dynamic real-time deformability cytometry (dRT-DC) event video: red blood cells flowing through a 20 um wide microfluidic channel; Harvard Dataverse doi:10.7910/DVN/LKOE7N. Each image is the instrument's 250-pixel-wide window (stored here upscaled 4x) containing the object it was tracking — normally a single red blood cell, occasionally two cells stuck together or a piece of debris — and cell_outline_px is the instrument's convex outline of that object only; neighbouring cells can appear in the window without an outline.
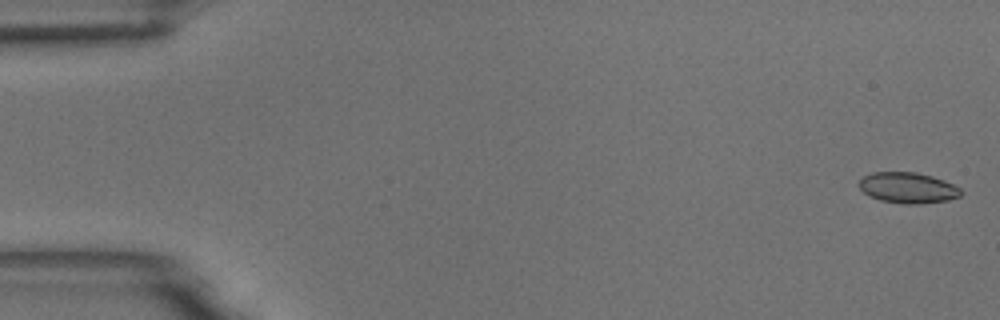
{"species": "common noctule bat (a hibernating species)", "species_latin": "Nyctalus noctula", "temperature_condition": "room temperature", "stored_images_in_passage": 9, "camera_frame_rate_fps": 3000, "um_per_image_px": 0.085, "animal": {"sex": "male", "body_mass_g": 18.8}, "frame": {"image": 1, "passage_image": 1, "time_ms": 0.0, "image_size_px": [1000, 320], "cell_outline_px": [[964, 192], [960, 196], [948, 200], [920, 204], [904, 204], [880, 200], [868, 196], [856, 184], [864, 176], [872, 172], [916, 172], [932, 176], [944, 180], [960, 188]], "centroid_in_image_um": [77.16, 15.96], "position_along_channel_um": 7.8, "area_um2": 18.44}}
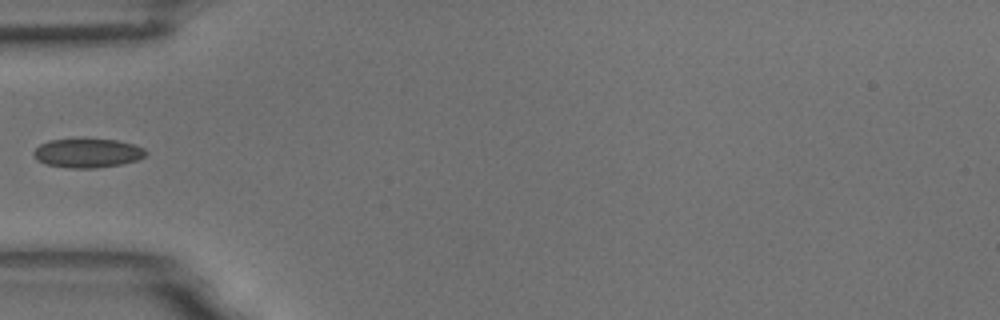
{"frame": {"image": 2, "passage_image": 6, "time_ms": 1.667, "image_size_px": [1000, 320], "cell_outline_px": [[148, 152], [144, 156], [136, 160], [124, 164], [96, 168], [68, 168], [48, 164], [36, 160], [32, 152], [40, 144], [48, 140], [116, 140], [132, 144], [144, 148]], "centroid_in_image_um": [7.44, 13.03], "position_along_channel_um": 77.6, "area_um2": 18.79}}